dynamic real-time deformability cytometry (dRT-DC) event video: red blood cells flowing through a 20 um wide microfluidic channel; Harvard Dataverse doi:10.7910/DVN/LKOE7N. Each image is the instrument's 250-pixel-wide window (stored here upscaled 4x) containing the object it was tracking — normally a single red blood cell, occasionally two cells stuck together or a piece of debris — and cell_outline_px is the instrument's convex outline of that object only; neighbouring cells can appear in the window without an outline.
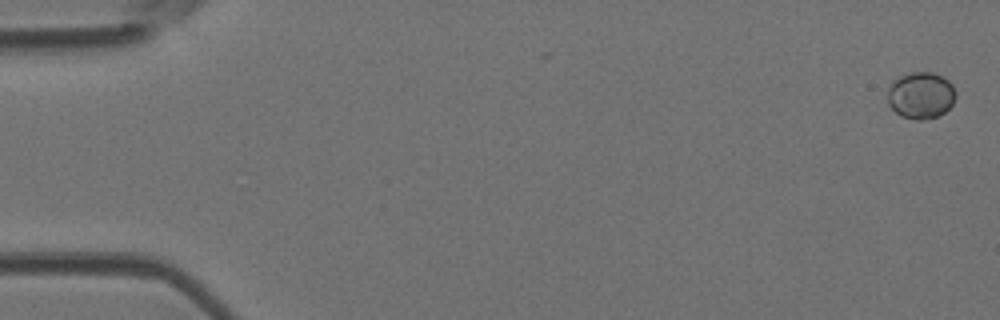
{"species": "Egyptian fruit bat (a non-hibernating species)", "species_latin": "Rousettus aegyptiacus", "temperature_condition": "room temperature", "stored_images_in_passage": 6, "camera_frame_rate_fps": 3000, "um_per_image_px": 0.085, "animal": {"sex": "female"}, "frame": {"image": 1, "passage_image": 1, "time_ms": 0.0, "image_size_px": [1000, 320], "cell_outline_px": [[956, 96], [952, 104], [944, 112], [936, 116], [924, 120], [916, 120], [904, 116], [896, 112], [888, 104], [888, 88], [892, 80], [908, 72], [932, 72], [948, 80], [952, 84], [956, 92]], "centroid_in_image_um": [78.26, 8.09], "position_along_channel_um": 6.7, "area_um2": 18.55}}
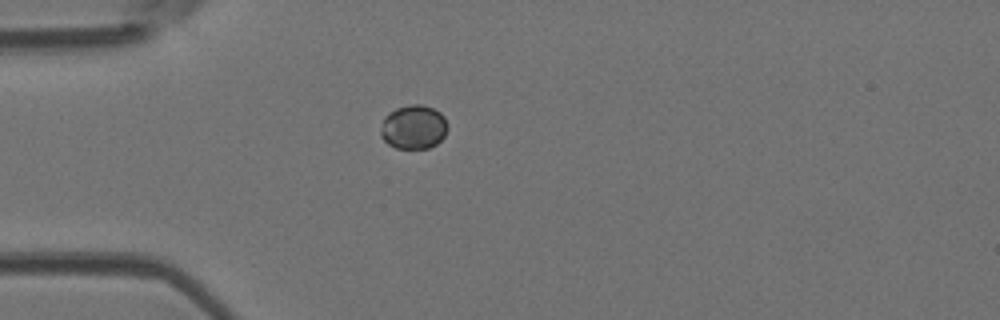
{"frame": {"image": 2, "passage_image": 4, "time_ms": 1.0, "image_size_px": [1000, 320], "cell_outline_px": [[448, 128], [444, 136], [436, 144], [428, 148], [396, 148], [388, 144], [380, 136], [380, 128], [384, 116], [388, 112], [396, 108], [412, 104], [420, 104], [432, 108], [440, 112], [444, 116], [448, 124]], "centroid_in_image_um": [35.14, 10.79], "position_along_channel_um": 49.9, "area_um2": 17.34}}
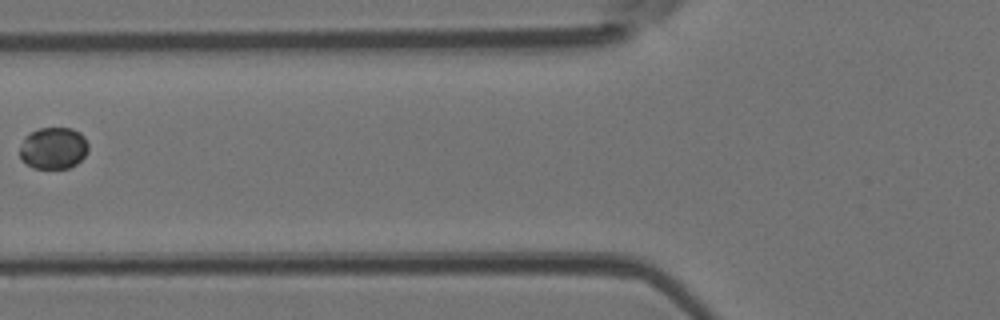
{"frame": {"image": 3, "passage_image": 6, "time_ms": 1.667, "image_size_px": [1000, 320], "cell_outline_px": [[88, 152], [76, 164], [68, 168], [32, 168], [20, 156], [20, 148], [24, 140], [32, 132], [40, 128], [72, 128], [80, 132], [84, 136], [88, 144]], "centroid_in_image_um": [4.58, 12.59], "position_along_channel_um": 121.2, "area_um2": 16.47}}